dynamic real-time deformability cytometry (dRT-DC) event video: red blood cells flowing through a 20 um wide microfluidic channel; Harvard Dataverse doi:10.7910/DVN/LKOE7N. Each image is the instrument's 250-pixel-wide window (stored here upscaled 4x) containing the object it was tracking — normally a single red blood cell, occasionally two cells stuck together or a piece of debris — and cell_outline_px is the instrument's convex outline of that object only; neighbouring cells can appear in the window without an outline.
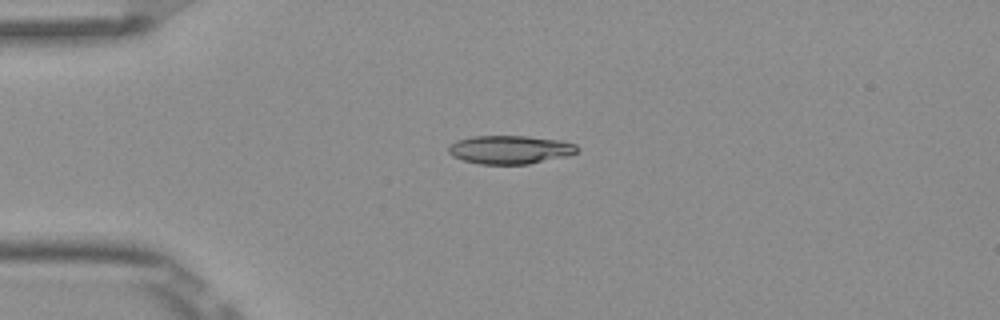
{"species": "Egyptian fruit bat (a non-hibernating species)", "species_latin": "Rousettus aegyptiacus", "temperature_condition": "room temperature", "stored_images_in_passage": 7, "camera_frame_rate_fps": 3000, "um_per_image_px": 0.085, "frame": {"image": 1, "passage_image": 2, "time_ms": 0.333, "image_size_px": [1000, 320], "cell_outline_px": [[580, 148], [576, 152], [568, 156], [528, 164], [480, 164], [464, 160], [452, 156], [448, 152], [448, 144], [456, 140], [472, 136], [528, 136], [560, 140], [576, 144]], "centroid_in_image_um": [43.34, 12.71], "position_along_channel_um": 41.7, "area_um2": 21.5}}
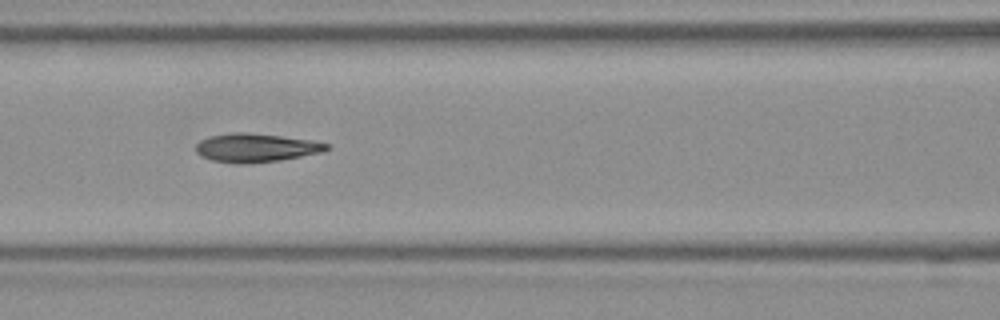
{"frame": {"image": 2, "passage_image": 5, "time_ms": 1.333, "image_size_px": [1000, 320], "cell_outline_px": [[332, 148], [324, 152], [280, 160], [240, 164], [212, 160], [200, 156], [196, 152], [196, 144], [200, 140], [212, 136], [236, 132], [244, 132], [280, 136], [312, 140], [328, 144]], "centroid_in_image_um": [21.78, 12.56], "position_along_channel_um": 144.8, "area_um2": 21.68}}
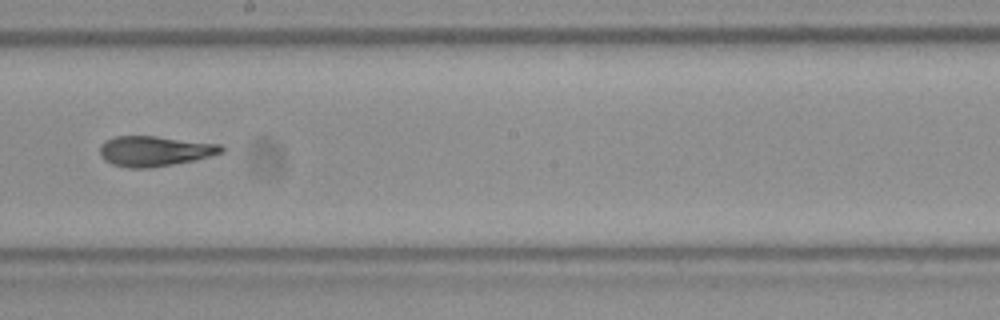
{"frame": {"image": 3, "passage_image": 7, "time_ms": 2.0, "image_size_px": [1000, 320], "cell_outline_px": [[224, 152], [196, 160], [152, 168], [128, 168], [112, 164], [104, 160], [100, 156], [100, 144], [116, 136], [156, 136], [220, 144], [224, 148]], "centroid_in_image_um": [13.15, 12.85], "position_along_channel_um": 235.1, "area_um2": 21.5}}